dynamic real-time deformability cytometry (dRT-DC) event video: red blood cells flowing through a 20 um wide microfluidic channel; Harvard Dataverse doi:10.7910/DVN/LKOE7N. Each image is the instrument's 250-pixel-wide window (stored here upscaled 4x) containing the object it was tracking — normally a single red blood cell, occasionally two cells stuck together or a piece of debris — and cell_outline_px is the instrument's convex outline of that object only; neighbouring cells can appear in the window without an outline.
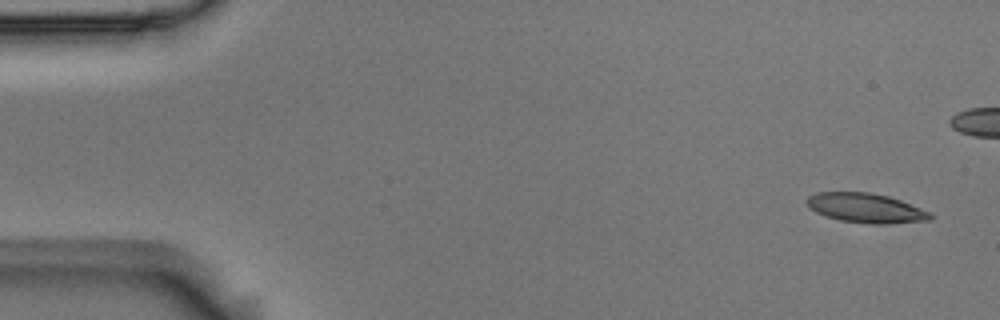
{"species": "Egyptian fruit bat (a non-hibernating species)", "species_latin": "Rousettus aegyptiacus", "temperature_condition": "room temperature", "stored_images_in_passage": 53, "camera_frame_rate_fps": 3000, "um_per_image_px": 0.085, "animal": {"sex": "male"}, "frame": {"image": 1, "passage_image": 1, "time_ms": 0.0, "image_size_px": [1000, 320], "cell_outline_px": [[936, 216], [932, 220], [888, 224], [868, 224], [840, 220], [816, 212], [808, 208], [804, 200], [808, 196], [816, 192], [868, 192], [888, 196], [900, 200], [932, 212]], "centroid_in_image_um": [73.62, 17.69], "position_along_channel_um": 11.4, "area_um2": 21.56}}
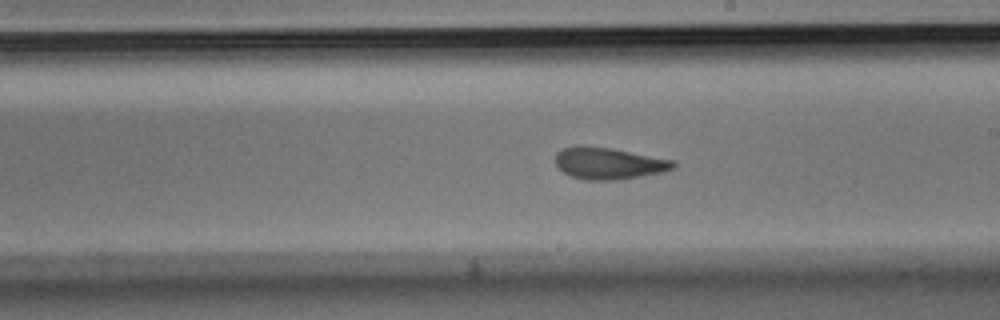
{"frame": {"image": 2, "passage_image": 29, "time_ms": 9.333, "image_size_px": [1000, 320], "cell_outline_px": [[676, 168], [664, 172], [616, 180], [584, 180], [572, 176], [564, 172], [556, 164], [556, 152], [564, 148], [580, 144], [612, 148], [672, 160], [676, 164]], "centroid_in_image_um": [51.74, 13.87], "position_along_channel_um": 237.3, "area_um2": 21.85}}
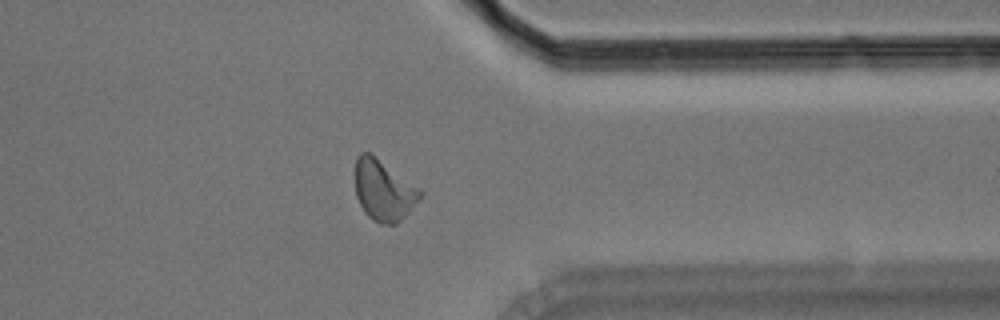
{"frame": {"image": 3, "passage_image": 41, "time_ms": 13.333, "image_size_px": [1000, 320], "cell_outline_px": [[424, 192], [420, 200], [396, 224], [380, 224], [372, 220], [364, 212], [356, 196], [356, 156], [360, 152], [368, 152]], "centroid_in_image_um": [32.6, 16.21], "position_along_channel_um": 378.8, "area_um2": 22.6}, "authors_computed_cell_mechanics": {"area_um2": 21.675, "velocity_mm_per_s": 3.7028, "shape_relaxation_time_tau1_ms": 7.0294, "shape_relaxation_time_tau2_ms": 2.3248, "deformation_change_tau1": 0.2031, "deformation_change_tau2": 0.0967}}